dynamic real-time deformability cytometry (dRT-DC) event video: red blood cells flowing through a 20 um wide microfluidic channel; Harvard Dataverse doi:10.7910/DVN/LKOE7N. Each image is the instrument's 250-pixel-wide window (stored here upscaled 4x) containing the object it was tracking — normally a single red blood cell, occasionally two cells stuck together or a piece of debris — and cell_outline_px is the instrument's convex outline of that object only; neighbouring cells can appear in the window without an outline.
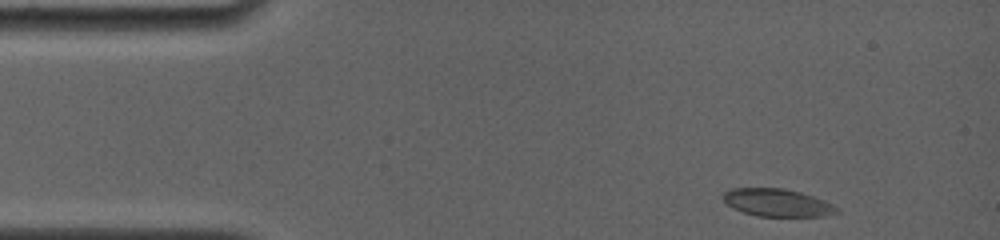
{"species": "common noctule bat (a hibernating species)", "species_latin": "Nyctalus noctula", "temperature_condition": "room temperature", "stored_images_in_passage": 17, "camera_frame_rate_fps": 4000, "um_per_image_px": 0.085, "animal": {"sex": "female", "body_mass_g": 19.0, "forearm_length_mm": 56.7}, "frame": {"image": 1, "passage_image": 1, "time_ms": 0.0, "image_size_px": [1000, 240], "cell_outline_px": [[840, 212], [824, 216], [756, 216], [732, 208], [724, 200], [724, 192], [728, 188], [784, 188], [800, 192], [824, 200], [832, 204]], "centroid_in_image_um": [66.05, 17.22], "position_along_channel_um": 18.9, "area_um2": 18.21}}
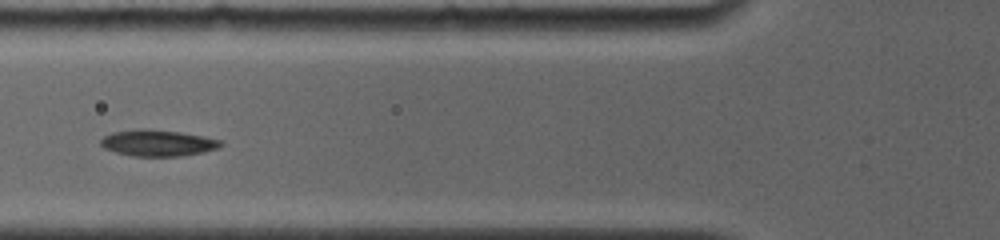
{"frame": {"image": 2, "passage_image": 12, "time_ms": 4.5, "image_size_px": [1000, 240], "cell_outline_px": [[224, 144], [220, 148], [204, 152], [180, 156], [132, 156], [116, 152], [104, 148], [100, 144], [100, 140], [104, 136], [112, 132], [140, 128], [148, 128], [180, 132], [204, 136], [224, 140]], "centroid_in_image_um": [13.45, 12.14], "position_along_channel_um": 112.3, "area_um2": 18.73}}
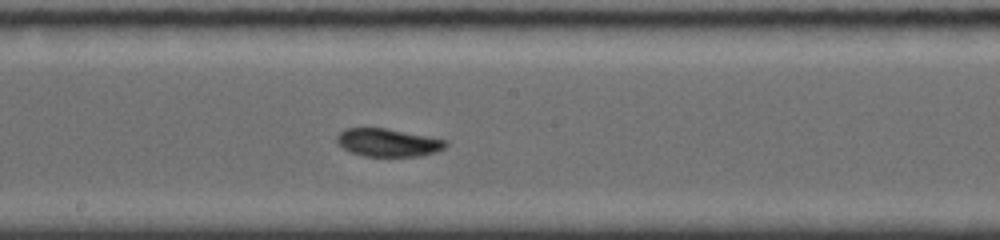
{"frame": {"image": 3, "passage_image": 17, "time_ms": 7.25, "image_size_px": [1000, 240], "cell_outline_px": [[448, 144], [444, 148], [436, 152], [420, 156], [364, 156], [348, 152], [336, 140], [336, 136], [340, 132], [348, 128], [384, 128], [448, 140]], "centroid_in_image_um": [32.99, 12.13], "position_along_channel_um": 215.2, "area_um2": 17.63}}